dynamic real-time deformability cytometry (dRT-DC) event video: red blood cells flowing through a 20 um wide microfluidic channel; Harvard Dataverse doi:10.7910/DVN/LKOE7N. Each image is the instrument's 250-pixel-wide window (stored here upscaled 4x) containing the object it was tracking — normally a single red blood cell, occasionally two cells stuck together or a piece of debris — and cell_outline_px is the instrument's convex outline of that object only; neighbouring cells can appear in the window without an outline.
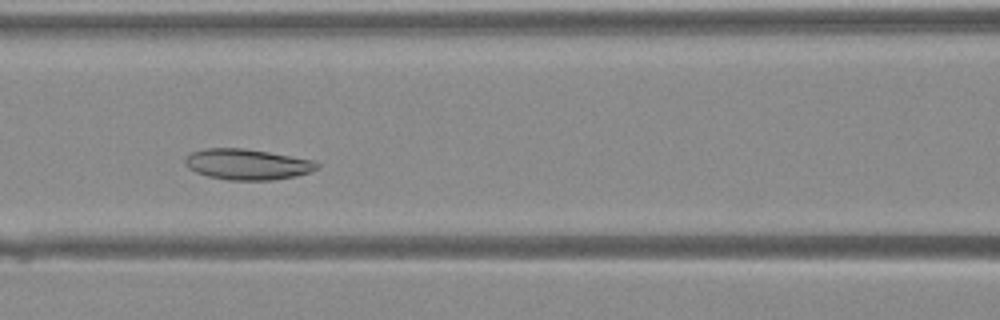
{"species": "Egyptian fruit bat (a non-hibernating species)", "species_latin": "Rousettus aegyptiacus", "temperature_condition": "warm", "stored_images_in_passage": 37, "camera_frame_rate_fps": 3000, "um_per_image_px": 0.085, "animal": {"sex": "female"}, "frame": {"image": 1, "passage_image": 13, "time_ms": 4.0, "image_size_px": [1000, 320], "cell_outline_px": [[320, 168], [296, 176], [272, 180], [228, 180], [208, 176], [196, 172], [188, 168], [184, 164], [184, 156], [192, 152], [208, 148], [244, 148], [316, 160], [320, 164]], "centroid_in_image_um": [21.02, 13.96], "position_along_channel_um": 145.6, "area_um2": 23.81}}
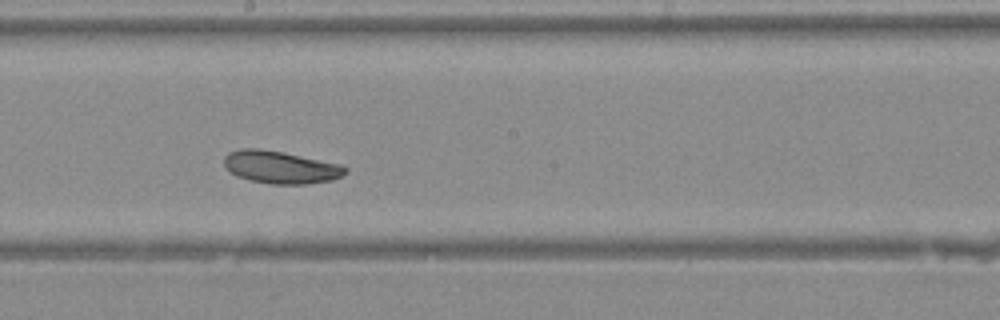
{"frame": {"image": 2, "passage_image": 18, "time_ms": 5.667, "image_size_px": [1000, 320], "cell_outline_px": [[348, 172], [332, 180], [308, 184], [272, 184], [252, 180], [236, 176], [224, 164], [224, 156], [228, 152], [240, 148], [260, 148], [284, 152], [344, 164], [348, 168]], "centroid_in_image_um": [23.9, 14.2], "position_along_channel_um": 224.3, "area_um2": 23.24}}
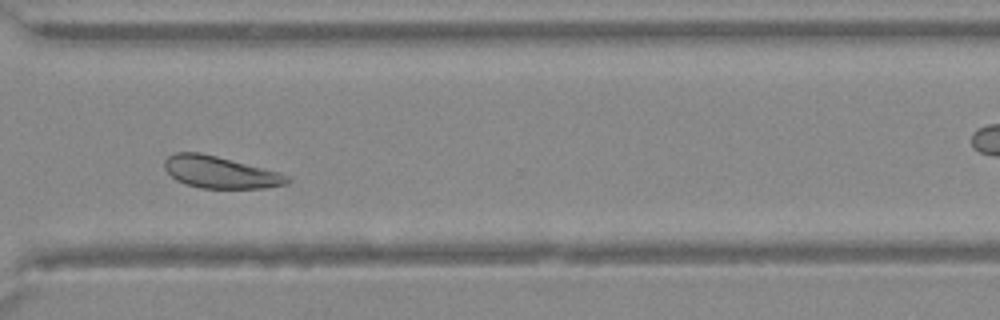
{"frame": {"image": 3, "passage_image": 26, "time_ms": 8.333, "image_size_px": [1000, 320], "cell_outline_px": [[292, 180], [288, 184], [264, 188], [200, 188], [176, 180], [164, 168], [164, 160], [168, 156], [176, 152], [200, 152], [280, 172], [288, 176]], "centroid_in_image_um": [18.73, 14.64], "position_along_channel_um": 351.9, "area_um2": 22.77}}